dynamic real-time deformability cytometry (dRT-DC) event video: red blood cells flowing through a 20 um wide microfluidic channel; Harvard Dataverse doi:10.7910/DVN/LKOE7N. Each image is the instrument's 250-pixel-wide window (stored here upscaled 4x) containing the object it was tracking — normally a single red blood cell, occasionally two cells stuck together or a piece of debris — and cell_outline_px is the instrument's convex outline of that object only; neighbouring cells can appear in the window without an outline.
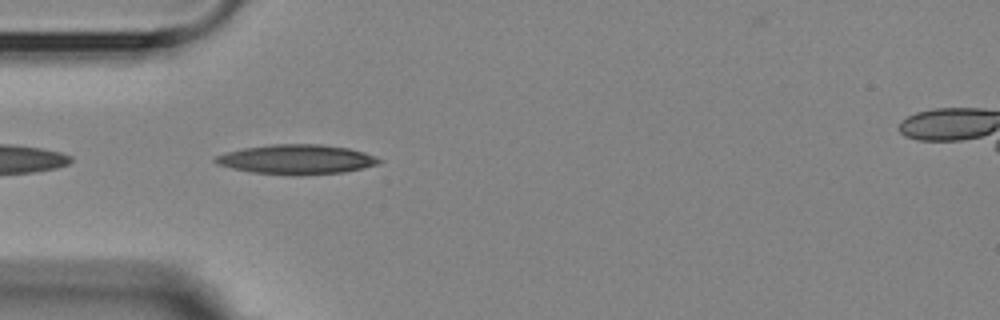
{"species": "Egyptian fruit bat (a non-hibernating species)", "species_latin": "Rousettus aegyptiacus", "temperature_condition": "room temperature", "stored_images_in_passage": 5, "camera_frame_rate_fps": 3000, "um_per_image_px": 0.085, "animal": {"sex": "female"}, "frame": {"image": 1, "passage_image": 4, "time_ms": 3.333, "image_size_px": [1000, 320], "cell_outline_px": [[384, 160], [380, 164], [364, 168], [344, 172], [300, 176], [252, 172], [232, 168], [216, 164], [212, 160], [216, 156], [224, 152], [244, 148], [272, 144], [320, 144], [348, 148], [364, 152]], "centroid_in_image_um": [25.22, 13.55], "position_along_channel_um": 59.8, "area_um2": 28.5}}
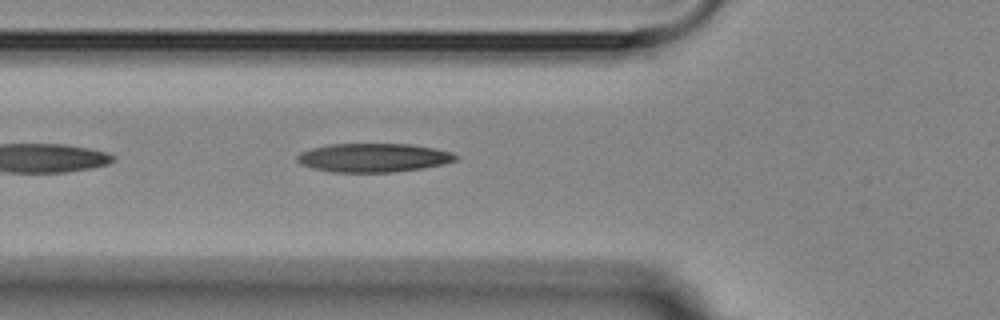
{"frame": {"image": 2, "passage_image": 5, "time_ms": 4.333, "image_size_px": [1000, 320], "cell_outline_px": [[460, 156], [456, 160], [424, 168], [392, 172], [332, 172], [312, 168], [300, 164], [296, 160], [296, 156], [300, 152], [312, 148], [328, 144], [408, 144], [432, 148], [452, 152]], "centroid_in_image_um": [31.7, 13.4], "position_along_channel_um": 94.1, "area_um2": 26.53}}